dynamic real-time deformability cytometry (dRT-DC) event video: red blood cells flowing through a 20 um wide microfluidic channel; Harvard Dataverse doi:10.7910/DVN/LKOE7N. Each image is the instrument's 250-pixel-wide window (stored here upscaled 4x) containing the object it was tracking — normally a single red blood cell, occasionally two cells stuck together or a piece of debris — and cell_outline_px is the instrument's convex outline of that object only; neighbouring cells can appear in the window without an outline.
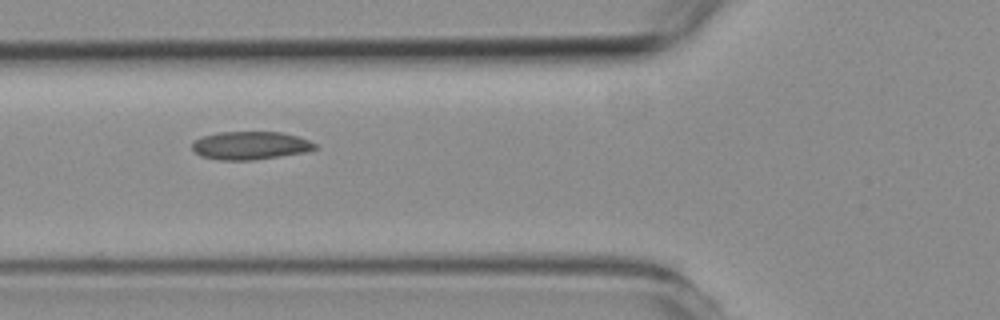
{"species": "common noctule bat (a hibernating species)", "species_latin": "Nyctalus noctula", "temperature_condition": "room temperature", "stored_images_in_passage": 7, "camera_frame_rate_fps": 3000, "um_per_image_px": 0.085, "animal": {"sex": "female", "body_mass_g": 19.3, "forearm_length_mm": 54.1}, "frame": {"image": 1, "passage_image": 6, "time_ms": 5.667, "image_size_px": [1000, 320], "cell_outline_px": [[316, 148], [304, 152], [252, 160], [220, 160], [200, 156], [192, 148], [192, 144], [196, 140], [204, 136], [220, 132], [280, 132], [296, 136], [308, 140], [316, 144]], "centroid_in_image_um": [21.25, 12.37], "position_along_channel_um": 104.5, "area_um2": 19.77}}
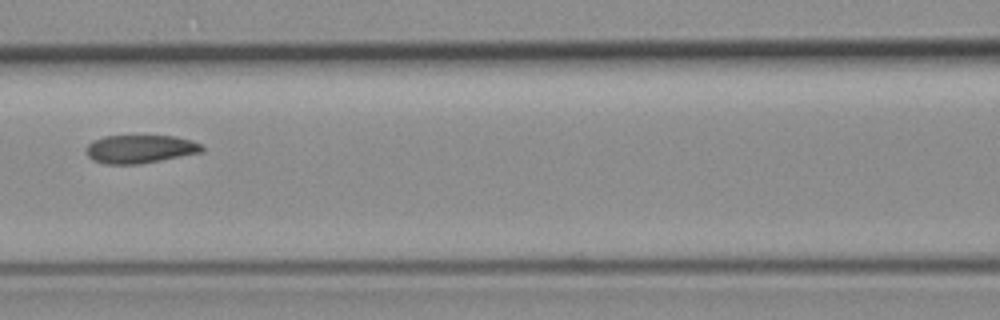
{"frame": {"image": 2, "passage_image": 7, "time_ms": 7.0, "image_size_px": [1000, 320], "cell_outline_px": [[204, 152], [140, 164], [104, 164], [92, 160], [88, 156], [88, 144], [92, 140], [104, 136], [176, 136], [192, 140], [200, 144], [204, 148]], "centroid_in_image_um": [11.93, 12.67], "position_along_channel_um": 154.7, "area_um2": 19.13}}